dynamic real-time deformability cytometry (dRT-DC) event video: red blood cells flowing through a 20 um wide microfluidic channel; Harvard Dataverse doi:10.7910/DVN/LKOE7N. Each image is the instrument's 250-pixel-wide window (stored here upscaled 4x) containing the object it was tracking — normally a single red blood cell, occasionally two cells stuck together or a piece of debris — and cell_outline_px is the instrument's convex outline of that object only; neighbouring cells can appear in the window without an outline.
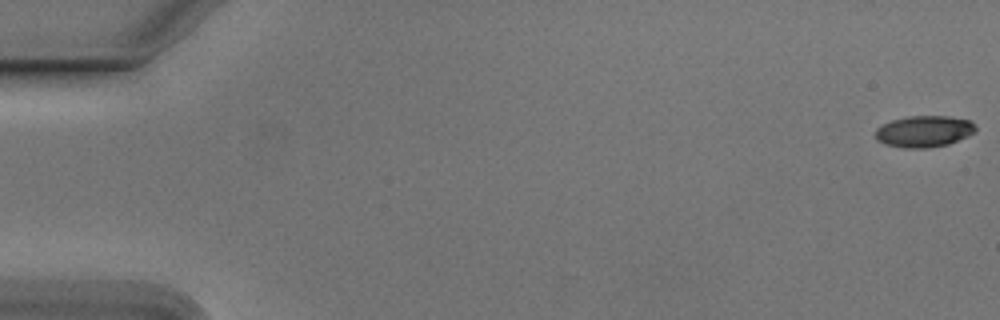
{"species": "Egyptian fruit bat (a non-hibernating species)", "species_latin": "Rousettus aegyptiacus", "temperature_condition": "cold", "stored_images_in_passage": 55, "camera_frame_rate_fps": 3000, "um_per_image_px": 0.085, "animal": {"sex": "male"}, "frame": {"image": 1, "passage_image": 1, "time_ms": 0.0, "image_size_px": [1000, 320], "cell_outline_px": [[976, 132], [968, 136], [948, 144], [928, 148], [904, 148], [884, 144], [876, 140], [876, 128], [892, 120], [908, 116], [948, 116], [972, 120], [976, 128]], "centroid_in_image_um": [78.56, 11.17], "position_along_channel_um": 6.4, "area_um2": 18.5}}
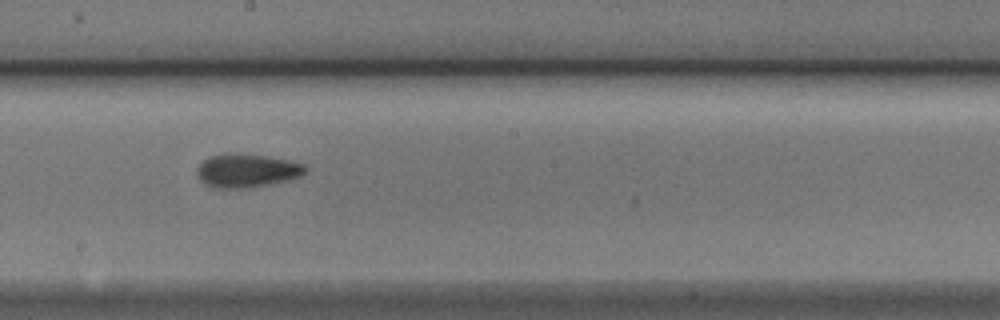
{"frame": {"image": 2, "passage_image": 31, "time_ms": 10.0, "image_size_px": [1000, 320], "cell_outline_px": [[308, 168], [300, 176], [288, 180], [252, 188], [216, 188], [204, 184], [200, 180], [196, 172], [196, 168], [208, 156], [264, 156], [288, 160], [304, 164]], "centroid_in_image_um": [20.99, 14.56], "position_along_channel_um": 227.2, "area_um2": 20.52}}
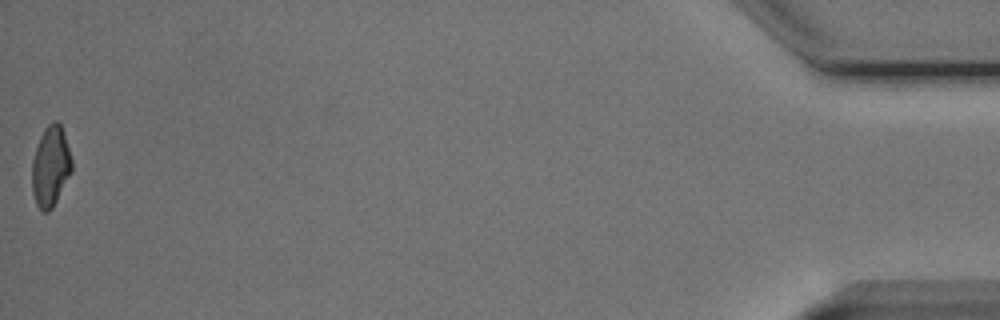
{"frame": {"image": 3, "passage_image": 55, "time_ms": 18.0, "image_size_px": [1000, 320], "cell_outline_px": [[72, 172], [52, 208], [48, 212], [44, 212], [36, 204], [32, 192], [32, 160], [40, 136], [44, 128], [52, 120], [56, 120], [60, 124], [72, 160]], "centroid_in_image_um": [4.29, 14.14], "position_along_channel_um": 430.9, "area_um2": 18.55}, "authors_computed_cell_mechanics": {"area_um2": 19.363, "velocity_mm_per_s": 3.7847, "shape_relaxation_time_tau1_ms": 7.3834, "shape_relaxation_time_tau2_ms": 3.6585, "deformation_change_tau1": 0.1713, "deformation_change_tau2": 0.1131}}